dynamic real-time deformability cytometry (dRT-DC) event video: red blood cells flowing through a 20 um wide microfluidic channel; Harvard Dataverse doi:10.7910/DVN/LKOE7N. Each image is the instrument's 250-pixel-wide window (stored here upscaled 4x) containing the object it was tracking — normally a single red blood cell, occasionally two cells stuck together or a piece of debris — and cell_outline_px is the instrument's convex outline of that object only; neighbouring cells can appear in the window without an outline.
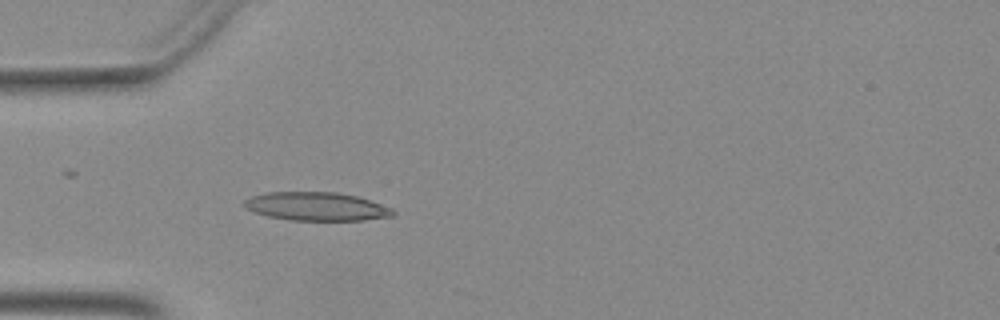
{"species": "Egyptian fruit bat (a non-hibernating species)", "species_latin": "Rousettus aegyptiacus", "temperature_condition": "warm", "stored_images_in_passage": 27, "camera_frame_rate_fps": 3000, "um_per_image_px": 0.085, "animal": {"sex": "female"}, "frame": {"image": 1, "passage_image": 15, "time_ms": 4.667, "image_size_px": [1000, 320], "cell_outline_px": [[396, 212], [392, 216], [364, 220], [292, 220], [268, 216], [244, 208], [244, 200], [252, 196], [264, 192], [336, 192], [360, 196], [392, 208]], "centroid_in_image_um": [26.92, 17.54], "position_along_channel_um": 58.1, "area_um2": 24.74}}
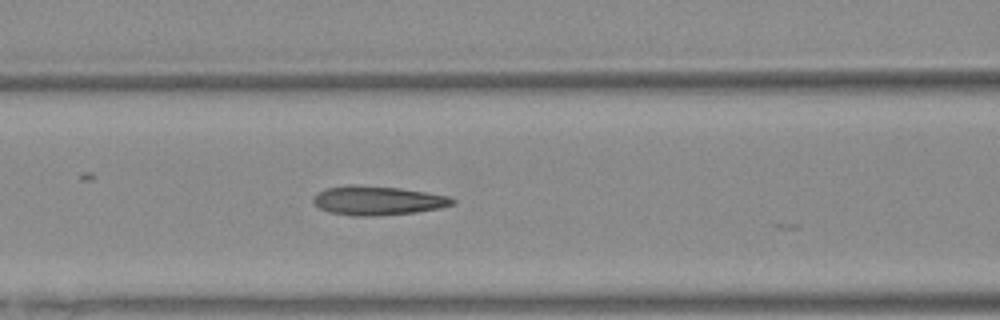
{"frame": {"image": 2, "passage_image": 21, "time_ms": 6.667, "image_size_px": [1000, 320], "cell_outline_px": [[456, 204], [440, 208], [416, 212], [376, 216], [352, 216], [328, 212], [312, 204], [312, 200], [320, 192], [328, 188], [348, 184], [352, 184], [400, 188], [428, 192], [448, 196], [456, 200]], "centroid_in_image_um": [32.12, 17.05], "position_along_channel_um": 134.5, "area_um2": 23.76}}
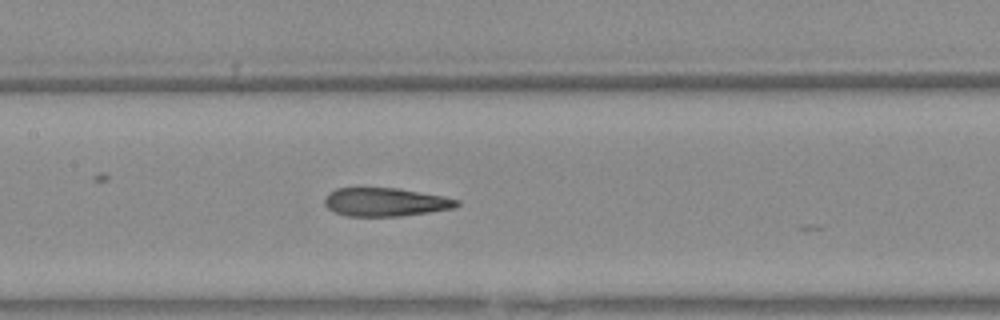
{"frame": {"image": 3, "passage_image": 24, "time_ms": 7.667, "image_size_px": [1000, 320], "cell_outline_px": [[460, 204], [452, 208], [428, 212], [400, 216], [348, 216], [332, 212], [324, 204], [324, 196], [328, 192], [336, 188], [396, 188], [444, 196], [460, 200]], "centroid_in_image_um": [32.71, 17.17], "position_along_channel_um": 174.7, "area_um2": 21.96}}